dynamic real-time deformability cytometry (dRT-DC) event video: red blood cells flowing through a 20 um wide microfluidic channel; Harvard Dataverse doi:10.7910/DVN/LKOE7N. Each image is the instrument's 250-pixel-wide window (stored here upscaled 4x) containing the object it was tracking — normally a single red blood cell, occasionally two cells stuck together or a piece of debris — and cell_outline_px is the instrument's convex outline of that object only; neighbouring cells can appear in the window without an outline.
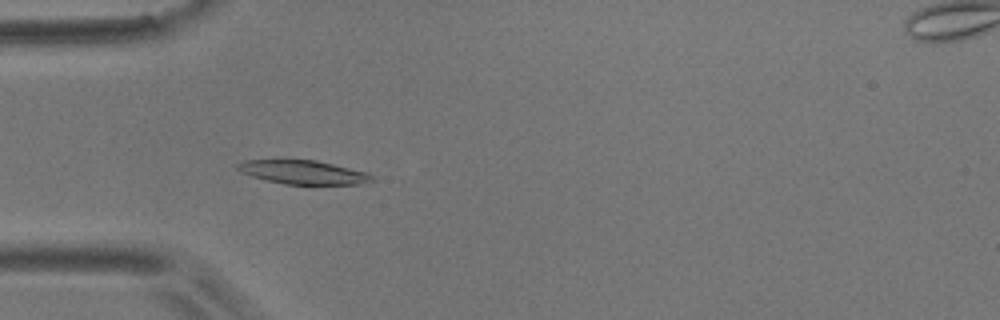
{"species": "common noctule bat (a hibernating species)", "species_latin": "Nyctalus noctula", "temperature_condition": "room temperature", "stored_images_in_passage": 6, "camera_frame_rate_fps": 3000, "um_per_image_px": 0.085, "animal": {"sex": "male", "body_mass_g": 17.9}, "frame": {"image": 1, "passage_image": 5, "time_ms": 5.667, "image_size_px": [1000, 320], "cell_outline_px": [[376, 180], [360, 184], [284, 184], [264, 180], [240, 172], [236, 168], [236, 164], [244, 160], [316, 160], [368, 172]], "centroid_in_image_um": [25.77, 14.64], "position_along_channel_um": 59.2, "area_um2": 18.67}}